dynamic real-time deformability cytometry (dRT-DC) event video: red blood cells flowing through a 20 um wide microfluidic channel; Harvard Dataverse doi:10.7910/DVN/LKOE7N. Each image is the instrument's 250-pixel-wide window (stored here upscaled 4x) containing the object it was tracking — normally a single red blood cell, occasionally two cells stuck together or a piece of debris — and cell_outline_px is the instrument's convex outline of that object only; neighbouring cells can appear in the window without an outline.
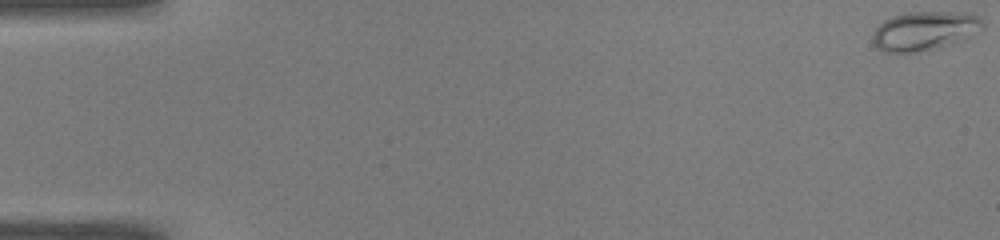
{"species": "common noctule bat (a hibernating species)", "species_latin": "Nyctalus noctula", "temperature_condition": "warm", "stored_images_in_passage": 49, "camera_frame_rate_fps": 3000, "um_per_image_px": 0.085, "animal": {"sex": "male", "body_mass_g": 19.0, "forearm_length_mm": 50.8}, "frame": {"image": 1, "passage_image": 1, "time_ms": 0.0, "image_size_px": [1000, 240], "cell_outline_px": [[984, 28], [956, 40], [928, 48], [912, 52], [884, 52], [876, 48], [872, 44], [872, 36], [876, 28], [884, 20], [892, 16], [908, 12], [968, 12], [984, 20]], "centroid_in_image_um": [78.51, 2.58], "position_along_channel_um": 6.5, "area_um2": 24.28}}
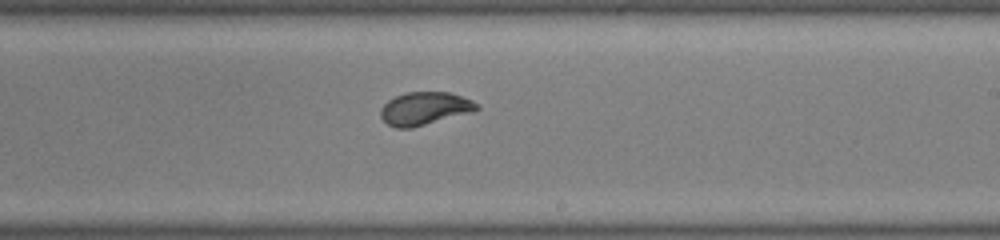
{"frame": {"image": 2, "passage_image": 31, "time_ms": 10.0, "image_size_px": [1000, 240], "cell_outline_px": [[480, 108], [472, 112], [412, 128], [396, 128], [388, 124], [380, 116], [380, 108], [388, 100], [404, 92], [452, 92], [472, 100], [480, 104]], "centroid_in_image_um": [36.11, 9.21], "position_along_channel_um": 252.9, "area_um2": 18.61}}
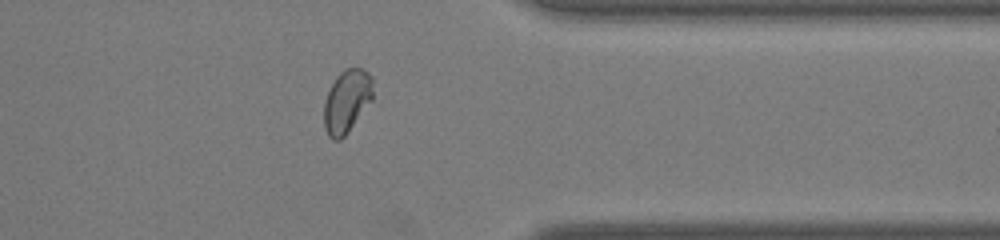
{"frame": {"image": 3, "passage_image": 41, "time_ms": 13.333, "image_size_px": [1000, 240], "cell_outline_px": [[372, 100], [344, 136], [340, 140], [332, 140], [328, 136], [324, 128], [324, 100], [336, 76], [340, 72], [348, 68], [364, 68], [372, 76]], "centroid_in_image_um": [29.47, 8.6], "position_along_channel_um": 381.9, "area_um2": 17.92}, "authors_computed_cell_mechanics": {"area_um2": 18.9006, "velocity_mm_per_s": 4.0768, "shape_relaxation_time_tau1_ms": 6.9219, "shape_relaxation_time_tau2_ms": null, "deformation_change_tau1": 0.2201, "deformation_change_tau2": null}}